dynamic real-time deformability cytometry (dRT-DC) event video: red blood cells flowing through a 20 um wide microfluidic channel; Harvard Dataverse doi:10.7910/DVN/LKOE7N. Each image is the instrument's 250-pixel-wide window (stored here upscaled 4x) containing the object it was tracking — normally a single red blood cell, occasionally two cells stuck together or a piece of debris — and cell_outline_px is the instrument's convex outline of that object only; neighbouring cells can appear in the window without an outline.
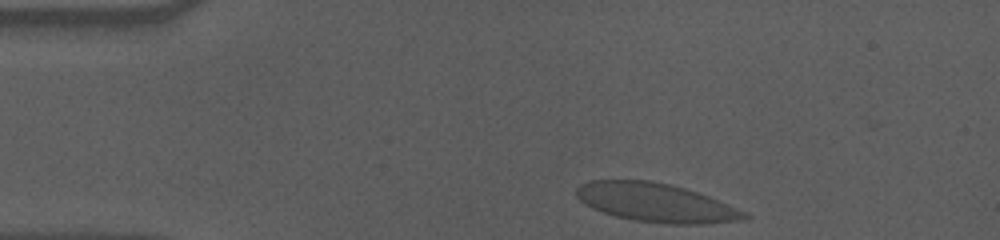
{"species": "human", "species_latin": "Homo sapiens", "temperature_condition": "cold", "stored_images_in_passage": 38, "camera_frame_rate_fps": 3000, "um_per_image_px": 0.085, "donor": {"sex": "male"}, "frame": {"image": 1, "passage_image": 1, "time_ms": 0.0, "image_size_px": [1000, 240], "cell_outline_px": [[752, 216], [744, 220], [700, 224], [668, 224], [632, 220], [616, 216], [592, 208], [584, 204], [576, 196], [576, 188], [580, 184], [588, 180], [648, 180], [668, 184], [684, 188], [708, 196], [744, 212]], "centroid_in_image_um": [55.7, 17.22], "position_along_channel_um": 29.3, "area_um2": 37.69}}
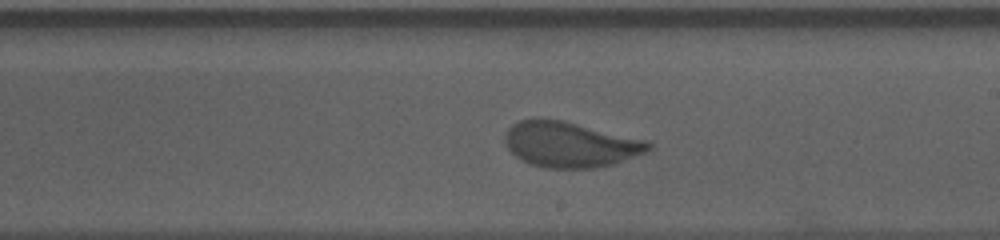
{"frame": {"image": 2, "passage_image": 24, "time_ms": 7.667, "image_size_px": [1000, 240], "cell_outline_px": [[652, 148], [644, 152], [616, 164], [596, 168], [544, 168], [520, 160], [508, 148], [504, 140], [504, 136], [508, 128], [512, 124], [520, 120], [532, 116], [540, 116], [564, 120], [648, 140], [652, 144]], "centroid_in_image_um": [48.44, 12.25], "position_along_channel_um": 240.6, "area_um2": 38.78}}
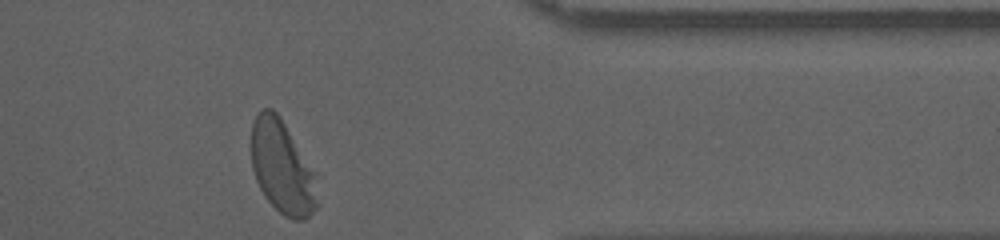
{"frame": {"image": 3, "passage_image": 38, "time_ms": 12.333, "image_size_px": [1000, 240], "cell_outline_px": [[316, 208], [304, 220], [292, 220], [284, 216], [268, 200], [260, 188], [256, 180], [252, 168], [252, 124], [256, 116], [264, 108], [272, 108], [280, 116], [316, 172]], "centroid_in_image_um": [24.0, 14.21], "position_along_channel_um": 387.4, "area_um2": 35.72}, "authors_computed_cell_mechanics": {"area_um2": 37.8879, "velocity_mm_per_s": 3.5132, "shape_relaxation_time_tau1_ms": 4.9945, "shape_relaxation_time_tau2_ms": null, "deformation_change_tau1": 0.1506, "deformation_change_tau2": null}}